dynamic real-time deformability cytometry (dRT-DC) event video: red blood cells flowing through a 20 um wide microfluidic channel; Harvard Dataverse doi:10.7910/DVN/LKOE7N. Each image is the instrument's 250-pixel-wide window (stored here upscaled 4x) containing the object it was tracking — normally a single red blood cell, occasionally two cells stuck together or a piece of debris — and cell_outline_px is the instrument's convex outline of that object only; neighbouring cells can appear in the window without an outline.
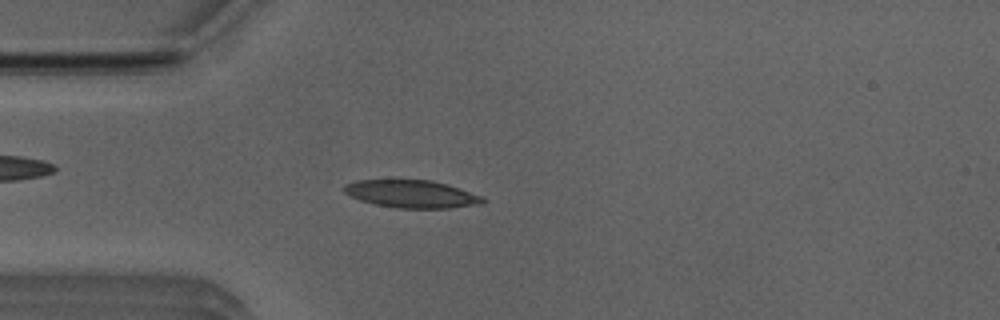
{"species": "Egyptian fruit bat (a non-hibernating species)", "species_latin": "Rousettus aegyptiacus", "temperature_condition": "room temperature", "stored_images_in_passage": 51, "camera_frame_rate_fps": 3000, "um_per_image_px": 0.085, "animal": {"sex": "male"}, "frame": {"image": 1, "passage_image": 13, "time_ms": 4.0, "image_size_px": [1000, 320], "cell_outline_px": [[488, 200], [476, 204], [452, 208], [396, 208], [376, 204], [360, 200], [344, 192], [344, 184], [356, 180], [432, 180], [448, 184], [480, 196]], "centroid_in_image_um": [34.97, 16.48], "position_along_channel_um": 50.0, "area_um2": 22.14}}
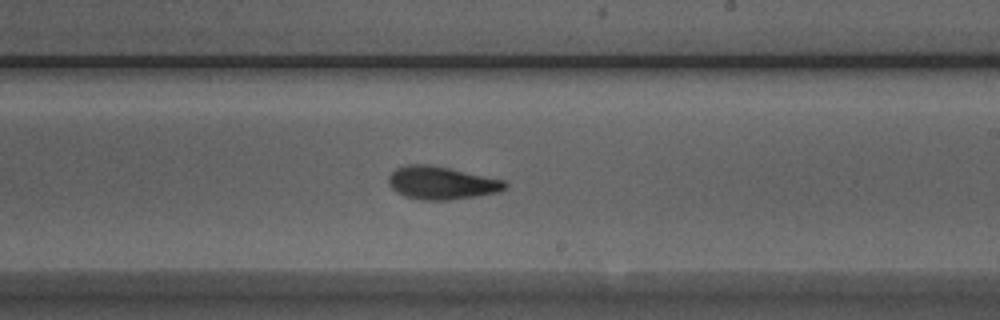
{"frame": {"image": 2, "passage_image": 29, "time_ms": 9.333, "image_size_px": [1000, 320], "cell_outline_px": [[508, 188], [500, 192], [476, 196], [448, 200], [420, 200], [404, 196], [396, 192], [388, 184], [388, 176], [396, 168], [404, 164], [428, 164], [448, 168], [504, 180], [508, 184]], "centroid_in_image_um": [37.51, 15.55], "position_along_channel_um": 251.5, "area_um2": 22.48}}
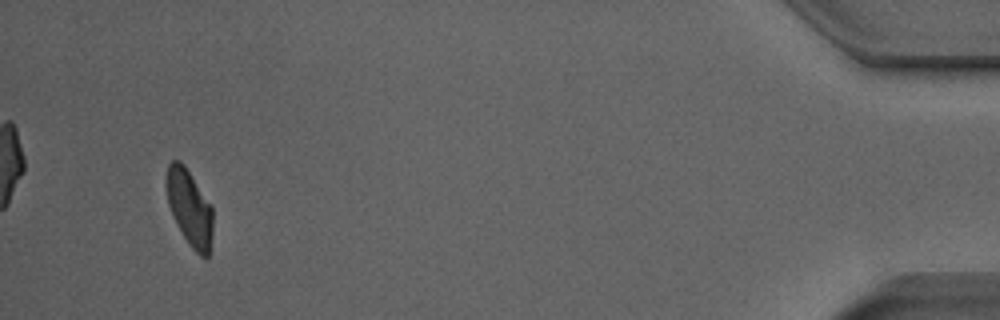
{"frame": {"image": 3, "passage_image": 48, "time_ms": 15.667, "image_size_px": [1000, 320], "cell_outline_px": [[212, 232], [208, 260], [204, 260], [188, 244], [172, 216], [168, 204], [164, 184], [164, 176], [168, 164], [172, 160], [180, 160], [184, 164], [212, 204]], "centroid_in_image_um": [16.09, 17.64], "position_along_channel_um": 419.1, "area_um2": 21.27}, "authors_computed_cell_mechanics": {"area_um2": 21.7906, "velocity_mm_per_s": 3.938, "shape_relaxation_time_tau1_ms": 4.0045, "shape_relaxation_time_tau2_ms": 2.3562, "deformation_change_tau1": 0.1373, "deformation_change_tau2": 0.0796}}